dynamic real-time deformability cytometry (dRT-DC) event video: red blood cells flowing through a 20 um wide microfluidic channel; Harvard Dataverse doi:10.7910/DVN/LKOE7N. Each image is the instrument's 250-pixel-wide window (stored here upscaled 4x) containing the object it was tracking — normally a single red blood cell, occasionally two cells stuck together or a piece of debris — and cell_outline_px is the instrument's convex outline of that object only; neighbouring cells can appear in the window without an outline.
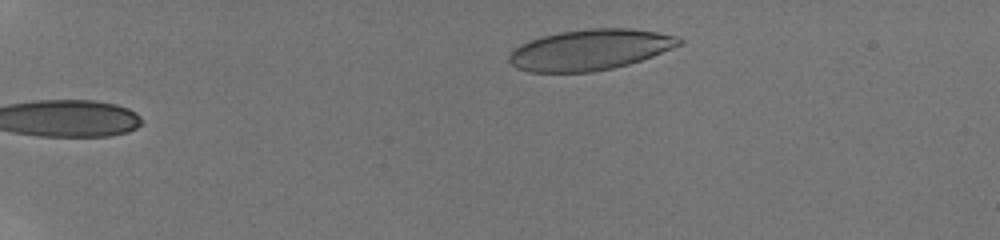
{"species": "human", "species_latin": "Homo sapiens", "temperature_condition": "room temperature", "stored_images_in_passage": 9, "camera_frame_rate_fps": 3000, "um_per_image_px": 0.085, "donor": {"sex": "male"}, "frame": {"image": 1, "passage_image": 9, "time_ms": 7.0, "image_size_px": [1000, 240], "cell_outline_px": [[684, 44], [652, 56], [628, 64], [612, 68], [592, 72], [528, 72], [516, 68], [508, 60], [508, 56], [520, 44], [528, 40], [540, 36], [560, 32], [588, 28], [632, 28], [656, 32], [676, 36], [684, 40]], "centroid_in_image_um": [50.15, 4.22], "position_along_channel_um": 34.8, "area_um2": 40.52}}